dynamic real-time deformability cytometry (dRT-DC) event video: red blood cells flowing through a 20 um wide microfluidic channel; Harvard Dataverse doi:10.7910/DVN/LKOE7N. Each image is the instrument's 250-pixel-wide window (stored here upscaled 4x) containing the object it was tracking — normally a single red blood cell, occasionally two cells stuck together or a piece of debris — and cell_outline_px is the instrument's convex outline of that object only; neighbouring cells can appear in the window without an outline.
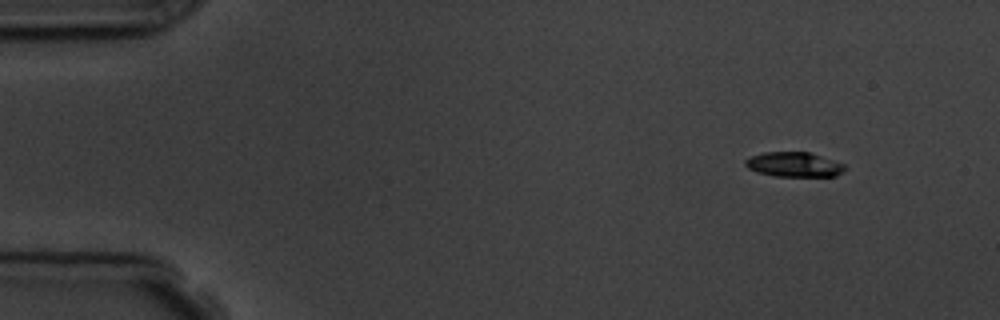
{"species": "common noctule bat (a hibernating species)", "species_latin": "Nyctalus noctula", "temperature_condition": "room temperature", "stored_images_in_passage": 5, "camera_frame_rate_fps": 3000, "um_per_image_px": 0.085, "animal": {"sex": "male", "body_mass_g": 19.5, "forearm_length_mm": 54.6}, "frame": {"image": 1, "passage_image": 1, "time_ms": 0.0, "image_size_px": [1000, 320], "cell_outline_px": [[844, 168], [836, 176], [776, 176], [756, 172], [748, 168], [744, 164], [744, 160], [752, 156], [764, 152], [808, 152], [844, 164]], "centroid_in_image_um": [67.43, 13.98], "position_along_channel_um": 17.6, "area_um2": 14.1}}